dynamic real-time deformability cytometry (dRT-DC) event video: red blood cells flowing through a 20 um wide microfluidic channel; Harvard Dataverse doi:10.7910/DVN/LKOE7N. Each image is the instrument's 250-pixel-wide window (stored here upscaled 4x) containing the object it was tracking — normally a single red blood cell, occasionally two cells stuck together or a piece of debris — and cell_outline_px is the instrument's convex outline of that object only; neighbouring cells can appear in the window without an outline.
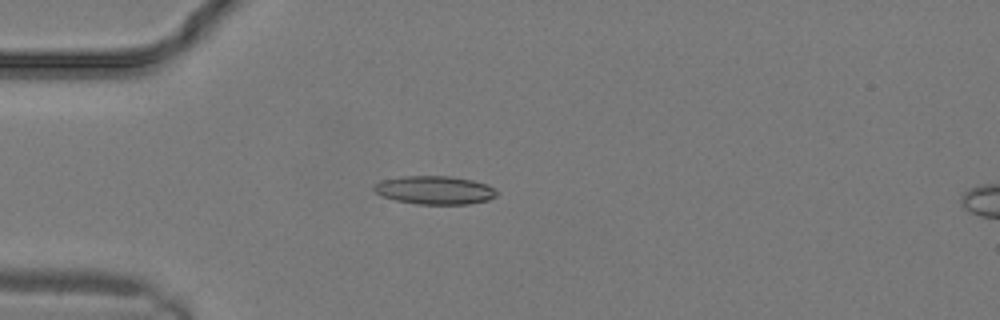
{"species": "common noctule bat (a hibernating species)", "species_latin": "Nyctalus noctula", "temperature_condition": "warm", "stored_images_in_passage": 7, "camera_frame_rate_fps": 3000, "um_per_image_px": 0.085, "animal": {"sex": "male", "body_mass_g": 19.2, "forearm_length_mm": 51.8}, "frame": {"image": 1, "passage_image": 3, "time_ms": 0.667, "image_size_px": [1000, 320], "cell_outline_px": [[496, 196], [488, 200], [468, 204], [416, 204], [396, 200], [384, 196], [376, 192], [372, 188], [372, 184], [380, 180], [400, 176], [448, 176], [472, 180], [484, 184], [492, 188], [496, 192]], "centroid_in_image_um": [36.88, 16.15], "position_along_channel_um": 48.1, "area_um2": 20.17}}
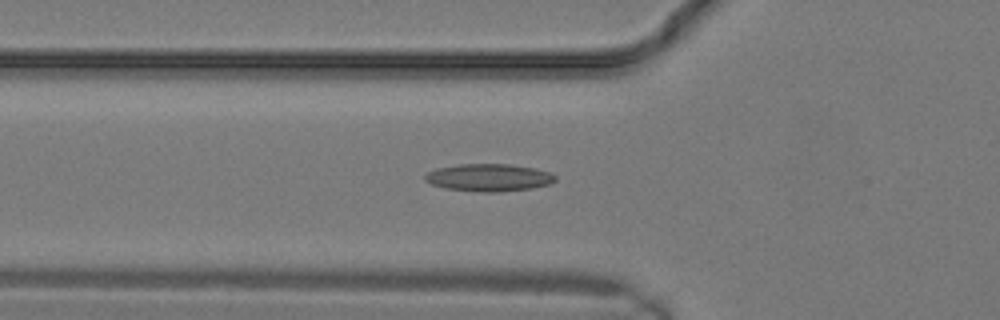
{"frame": {"image": 2, "passage_image": 5, "time_ms": 1.333, "image_size_px": [1000, 320], "cell_outline_px": [[556, 180], [552, 184], [532, 188], [496, 192], [480, 192], [444, 188], [432, 184], [424, 180], [424, 176], [428, 172], [436, 168], [460, 164], [508, 164], [536, 168], [552, 172], [556, 176]], "centroid_in_image_um": [41.59, 15.09], "position_along_channel_um": 84.2, "area_um2": 21.04}}
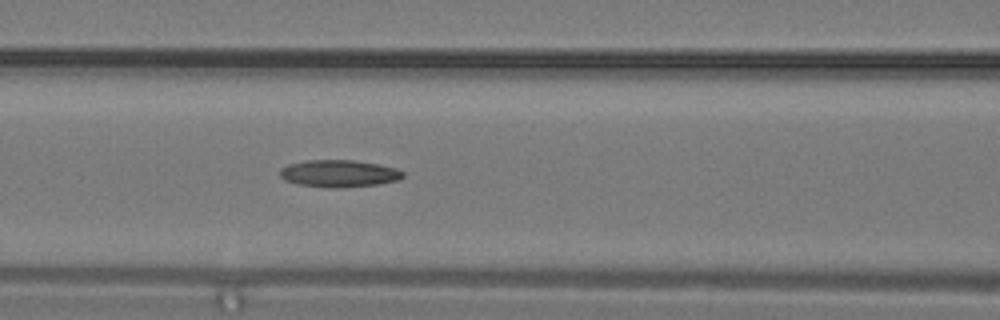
{"frame": {"image": 3, "passage_image": 7, "time_ms": 2.0, "image_size_px": [1000, 320], "cell_outline_px": [[404, 176], [396, 180], [376, 184], [340, 188], [332, 188], [296, 184], [284, 180], [280, 176], [280, 168], [288, 164], [304, 160], [356, 160], [396, 168], [404, 172]], "centroid_in_image_um": [28.76, 14.74], "position_along_channel_um": 137.8, "area_um2": 19.48}}